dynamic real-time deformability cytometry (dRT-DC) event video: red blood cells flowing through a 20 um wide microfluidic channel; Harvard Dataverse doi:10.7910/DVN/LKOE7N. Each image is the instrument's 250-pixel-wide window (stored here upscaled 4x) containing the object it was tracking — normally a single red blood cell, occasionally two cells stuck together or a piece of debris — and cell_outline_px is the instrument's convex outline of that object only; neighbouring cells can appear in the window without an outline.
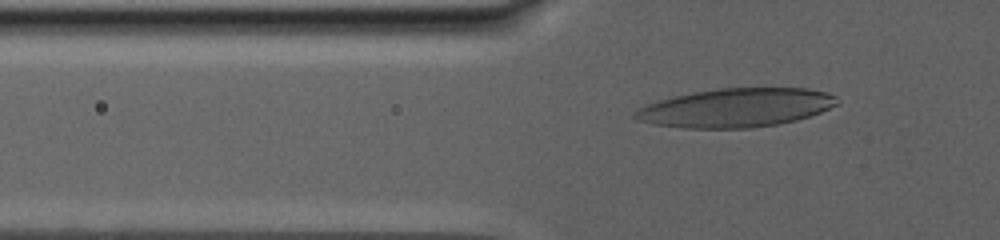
{"species": "human", "species_latin": "Homo sapiens", "temperature_condition": "warm", "stored_images_in_passage": 25, "camera_frame_rate_fps": 3000, "um_per_image_px": 0.085, "donor": {"sex": "male"}, "frame": {"image": 1, "passage_image": 14, "time_ms": 3.0, "image_size_px": [1000, 240], "cell_outline_px": [[840, 104], [820, 112], [796, 120], [776, 124], [752, 128], [684, 128], [656, 124], [636, 120], [632, 116], [636, 108], [656, 100], [692, 92], [720, 88], [808, 88], [828, 92], [836, 96], [840, 100]], "centroid_in_image_um": [62.56, 9.15], "position_along_channel_um": 63.2, "area_um2": 45.95}}
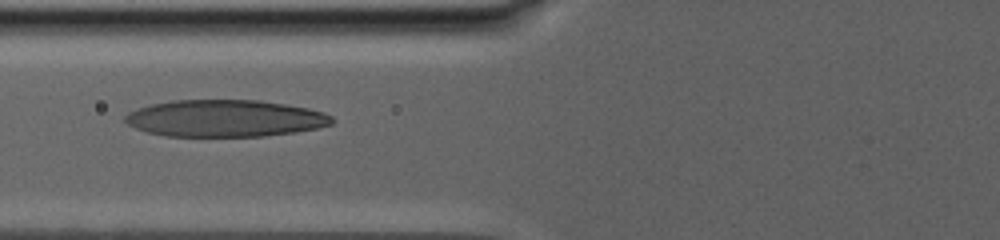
{"frame": {"image": 2, "passage_image": 24, "time_ms": 5.333, "image_size_px": [1000, 240], "cell_outline_px": [[336, 120], [332, 124], [316, 128], [296, 132], [264, 136], [164, 136], [148, 132], [136, 128], [128, 124], [124, 120], [124, 116], [128, 112], [152, 104], [172, 100], [260, 100], [308, 108], [324, 112], [332, 116]], "centroid_in_image_um": [19.15, 10.06], "position_along_channel_um": 106.7, "area_um2": 44.56}}